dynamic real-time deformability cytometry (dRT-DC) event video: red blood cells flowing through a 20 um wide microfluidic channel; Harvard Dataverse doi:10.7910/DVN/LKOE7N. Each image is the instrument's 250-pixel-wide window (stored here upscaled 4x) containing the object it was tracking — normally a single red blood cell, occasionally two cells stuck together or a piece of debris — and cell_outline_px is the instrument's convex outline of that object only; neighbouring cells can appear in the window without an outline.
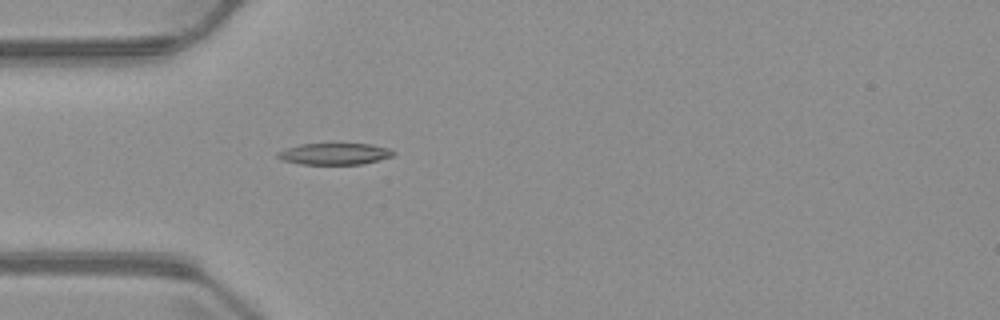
{"species": "common noctule bat (a hibernating species)", "species_latin": "Nyctalus noctula", "temperature_condition": "warm", "stored_images_in_passage": 4, "camera_frame_rate_fps": 3000, "um_per_image_px": 0.085, "animal": {"sex": "male", "body_mass_g": 23.1, "forearm_length_mm": 52.7}, "frame": {"image": 1, "passage_image": 4, "time_ms": 4.667, "image_size_px": [1000, 320], "cell_outline_px": [[396, 152], [392, 156], [364, 164], [300, 164], [284, 160], [276, 156], [276, 152], [300, 144], [372, 144], [388, 148]], "centroid_in_image_um": [28.45, 13.08], "position_along_channel_um": 56.5, "area_um2": 14.39}}